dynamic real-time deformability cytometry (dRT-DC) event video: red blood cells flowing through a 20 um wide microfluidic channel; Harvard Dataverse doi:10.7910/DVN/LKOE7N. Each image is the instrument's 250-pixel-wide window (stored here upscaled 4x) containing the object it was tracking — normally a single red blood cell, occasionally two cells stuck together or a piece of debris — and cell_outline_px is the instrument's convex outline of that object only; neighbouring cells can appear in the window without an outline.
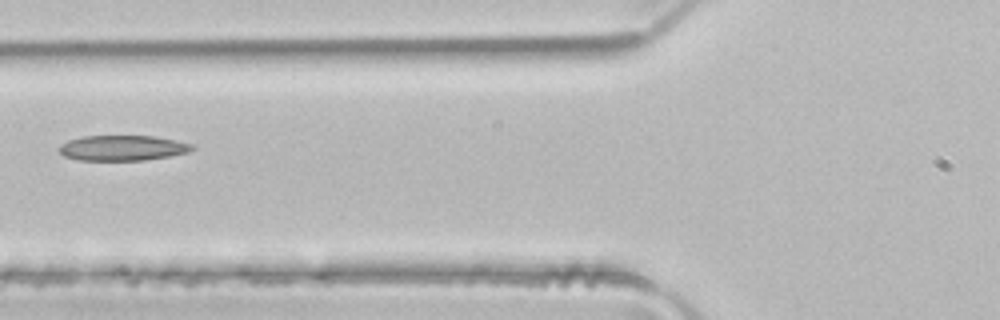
{"species": "common noctule bat (a hibernating species)", "species_latin": "Nyctalus noctula", "temperature_condition": "room temperature", "stored_images_in_passage": 4, "camera_frame_rate_fps": 3000, "um_per_image_px": 0.085, "animal": {"sex": "male", "body_mass_g": 21.5, "forearm_length_mm": 52.0}, "frame": {"image": 1, "passage_image": 4, "time_ms": 1.0, "image_size_px": [1000, 320], "cell_outline_px": [[196, 148], [188, 152], [168, 156], [144, 160], [80, 160], [64, 156], [56, 148], [60, 144], [68, 140], [84, 136], [152, 136], [176, 140], [192, 144]], "centroid_in_image_um": [10.39, 12.57], "position_along_channel_um": 115.4, "area_um2": 19.59}}